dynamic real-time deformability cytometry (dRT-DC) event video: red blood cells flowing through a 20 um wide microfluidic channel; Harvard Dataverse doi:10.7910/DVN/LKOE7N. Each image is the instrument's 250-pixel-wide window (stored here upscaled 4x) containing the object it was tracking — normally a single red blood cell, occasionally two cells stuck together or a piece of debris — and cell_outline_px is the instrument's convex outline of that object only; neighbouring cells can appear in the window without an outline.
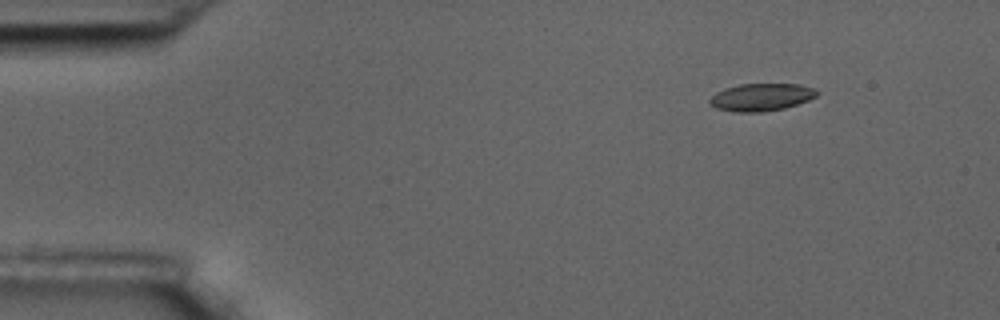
{"species": "common noctule bat (a hibernating species)", "species_latin": "Nyctalus noctula", "temperature_condition": "room temperature", "stored_images_in_passage": 5, "camera_frame_rate_fps": 3000, "um_per_image_px": 0.085, "animal": {"sex": "male", "body_mass_g": 17.5, "forearm_length_mm": 52.3}, "frame": {"image": 1, "passage_image": 1, "time_ms": 0.0, "image_size_px": [1000, 320], "cell_outline_px": [[820, 92], [816, 96], [808, 100], [784, 108], [764, 112], [732, 112], [716, 108], [708, 100], [716, 92], [724, 88], [740, 84], [800, 84], [816, 88]], "centroid_in_image_um": [64.72, 8.25], "position_along_channel_um": 20.3, "area_um2": 17.28}}
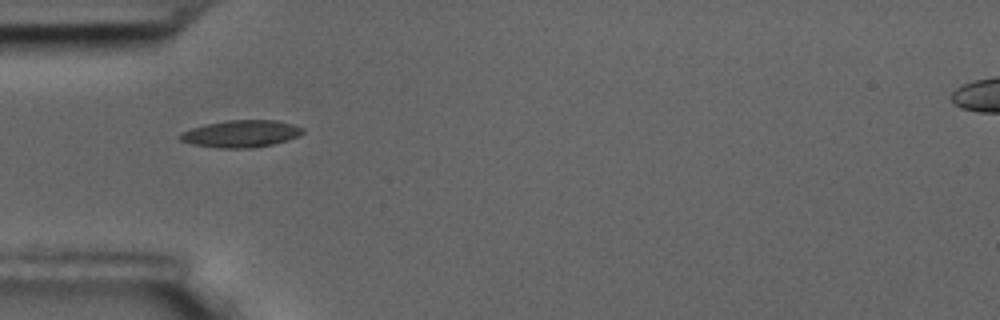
{"frame": {"image": 2, "passage_image": 4, "time_ms": 1.0, "image_size_px": [1000, 320], "cell_outline_px": [[304, 132], [300, 136], [288, 140], [272, 144], [252, 148], [216, 148], [192, 144], [180, 140], [176, 136], [180, 132], [204, 124], [228, 120], [276, 120], [292, 124], [304, 128]], "centroid_in_image_um": [20.47, 11.37], "position_along_channel_um": 64.5, "area_um2": 19.59}}